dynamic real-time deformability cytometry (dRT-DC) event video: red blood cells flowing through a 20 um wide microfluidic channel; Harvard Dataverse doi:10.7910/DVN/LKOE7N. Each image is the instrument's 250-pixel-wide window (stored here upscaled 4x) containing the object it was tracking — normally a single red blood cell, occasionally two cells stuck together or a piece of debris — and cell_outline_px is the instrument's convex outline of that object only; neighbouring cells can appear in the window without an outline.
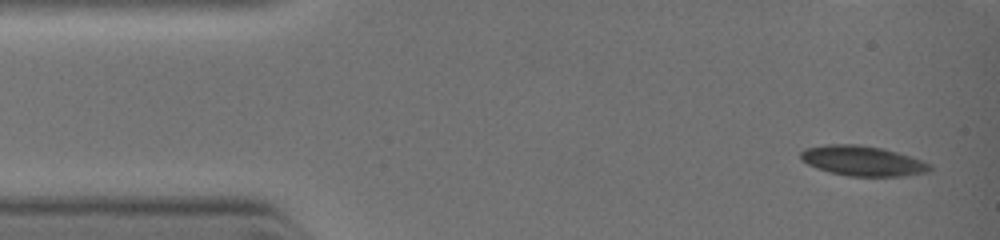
{"species": "common noctule bat (a hibernating species)", "species_latin": "Nyctalus noctula", "temperature_condition": "warm", "stored_images_in_passage": 16, "camera_frame_rate_fps": 3000, "um_per_image_px": 0.085, "animal": {"sex": "female", "body_mass_g": 19.0, "forearm_length_mm": 51.5}, "frame": {"image": 1, "passage_image": 1, "time_ms": 0.0, "image_size_px": [1000, 240], "cell_outline_px": [[932, 168], [928, 172], [904, 176], [848, 176], [828, 172], [816, 168], [808, 164], [800, 156], [800, 152], [804, 148], [824, 144], [856, 144], [884, 148], [932, 164]], "centroid_in_image_um": [73.3, 13.67], "position_along_channel_um": 11.7, "area_um2": 22.66}}